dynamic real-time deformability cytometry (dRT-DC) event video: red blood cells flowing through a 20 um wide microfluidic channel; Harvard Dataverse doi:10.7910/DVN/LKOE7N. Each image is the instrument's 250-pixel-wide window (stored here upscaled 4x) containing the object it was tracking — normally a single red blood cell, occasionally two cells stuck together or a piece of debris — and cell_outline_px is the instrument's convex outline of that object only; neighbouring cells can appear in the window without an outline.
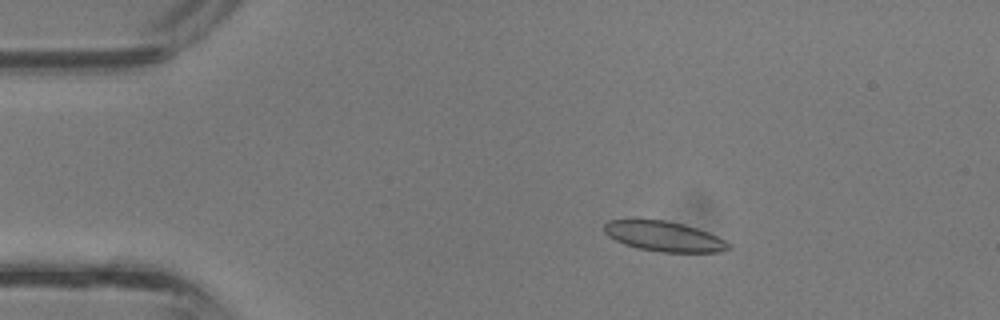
{"species": "common noctule bat (a hibernating species)", "species_latin": "Nyctalus noctula", "temperature_condition": "room temperature", "stored_images_in_passage": 13, "camera_frame_rate_fps": 3000, "um_per_image_px": 0.085, "animal": {"sex": "male", "body_mass_g": 13.3}, "frame": {"image": 1, "passage_image": 6, "time_ms": 1.667, "image_size_px": [1000, 320], "cell_outline_px": [[732, 248], [720, 252], [660, 252], [636, 248], [624, 244], [608, 236], [604, 232], [604, 224], [608, 220], [664, 220], [684, 224], [708, 232], [732, 244]], "centroid_in_image_um": [56.45, 20.1], "position_along_channel_um": 28.5, "area_um2": 21.79}}
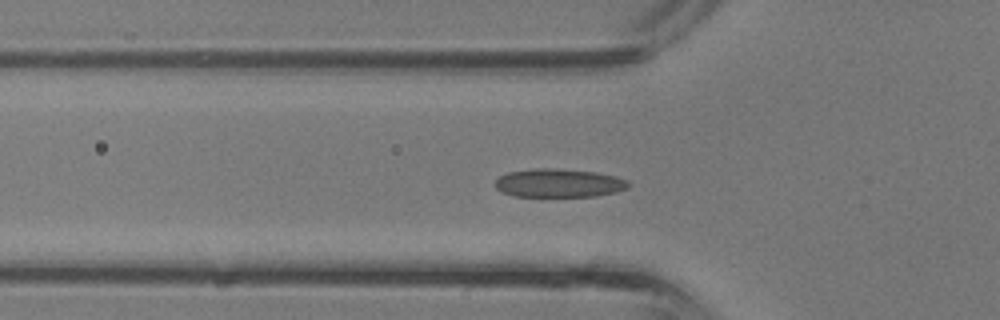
{"frame": {"image": 2, "passage_image": 12, "time_ms": 3.667, "image_size_px": [1000, 320], "cell_outline_px": [[632, 184], [628, 188], [616, 192], [596, 196], [512, 196], [496, 188], [496, 180], [500, 176], [508, 172], [540, 168], [556, 168], [596, 172], [616, 176], [628, 180]], "centroid_in_image_um": [47.56, 15.56], "position_along_channel_um": 78.2, "area_um2": 22.14}}